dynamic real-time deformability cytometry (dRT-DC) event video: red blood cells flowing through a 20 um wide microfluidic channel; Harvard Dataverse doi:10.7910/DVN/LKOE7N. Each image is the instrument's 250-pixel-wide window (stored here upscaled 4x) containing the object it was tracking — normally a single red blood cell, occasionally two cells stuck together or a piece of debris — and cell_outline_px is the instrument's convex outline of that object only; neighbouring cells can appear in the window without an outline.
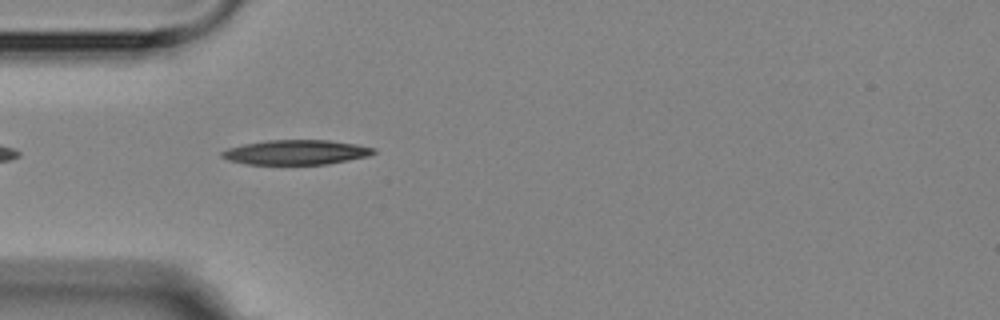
{"species": "Egyptian fruit bat (a non-hibernating species)", "species_latin": "Rousettus aegyptiacus", "temperature_condition": "room temperature", "stored_images_in_passage": 4, "camera_frame_rate_fps": 3000, "um_per_image_px": 0.085, "animal": {"sex": "female"}, "frame": {"image": 1, "passage_image": 2, "time_ms": 1.667, "image_size_px": [1000, 320], "cell_outline_px": [[376, 152], [368, 156], [328, 164], [248, 164], [228, 160], [220, 156], [220, 152], [228, 148], [244, 144], [268, 140], [328, 140], [356, 144], [376, 148]], "centroid_in_image_um": [25.17, 12.94], "position_along_channel_um": 59.8, "area_um2": 21.79}}
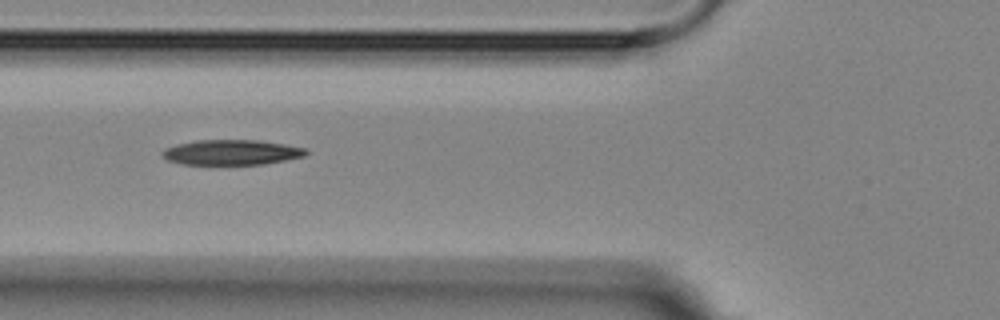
{"frame": {"image": 2, "passage_image": 3, "time_ms": 3.0, "image_size_px": [1000, 320], "cell_outline_px": [[308, 152], [304, 156], [264, 164], [180, 164], [168, 160], [160, 152], [164, 148], [176, 144], [196, 140], [256, 140], [284, 144], [308, 148]], "centroid_in_image_um": [19.66, 12.94], "position_along_channel_um": 106.1, "area_um2": 21.04}}
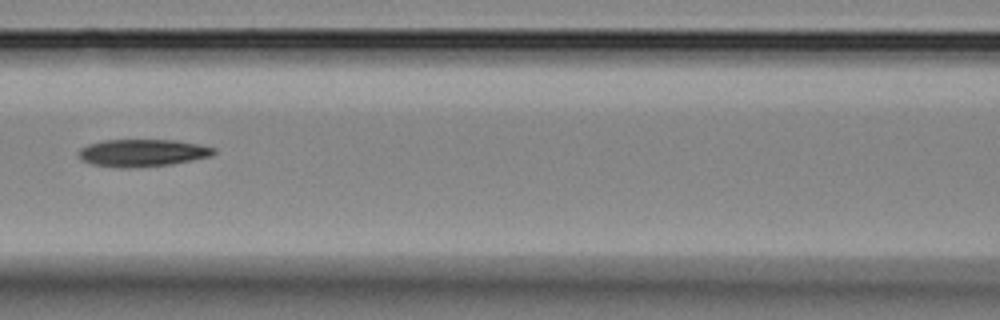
{"frame": {"image": 3, "passage_image": 4, "time_ms": 4.333, "image_size_px": [1000, 320], "cell_outline_px": [[216, 152], [212, 156], [172, 164], [128, 168], [120, 168], [92, 164], [80, 160], [80, 148], [88, 144], [100, 140], [176, 140], [200, 144], [216, 148]], "centroid_in_image_um": [12.12, 12.99], "position_along_channel_um": 154.5, "area_um2": 21.68}}